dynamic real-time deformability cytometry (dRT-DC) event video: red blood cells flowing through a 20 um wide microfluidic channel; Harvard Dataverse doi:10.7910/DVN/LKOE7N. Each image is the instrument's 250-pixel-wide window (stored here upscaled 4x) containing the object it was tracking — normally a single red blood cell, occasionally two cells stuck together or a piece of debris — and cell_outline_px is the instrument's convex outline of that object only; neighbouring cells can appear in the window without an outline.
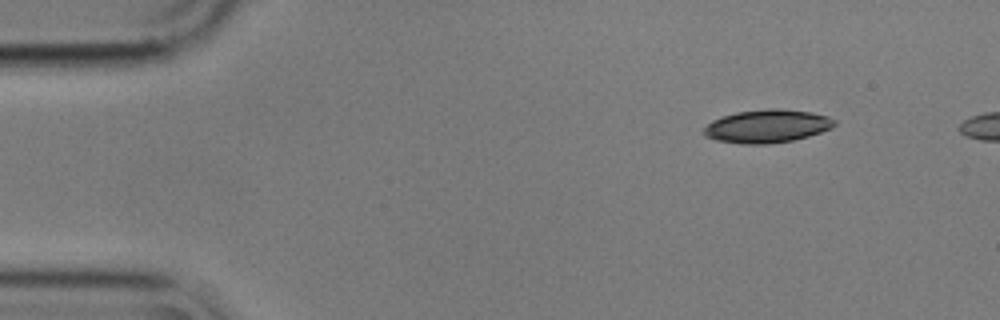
{"species": "common noctule bat (a hibernating species)", "species_latin": "Nyctalus noctula", "temperature_condition": "cold", "stored_images_in_passage": 8, "camera_frame_rate_fps": 3000, "um_per_image_px": 0.085, "animal": {"sex": "male", "body_mass_g": 17.9}, "frame": {"image": 1, "passage_image": 1, "time_ms": 0.0, "image_size_px": [1000, 320], "cell_outline_px": [[836, 124], [832, 128], [808, 136], [792, 140], [768, 144], [740, 144], [716, 140], [704, 136], [700, 132], [712, 120], [736, 112], [768, 108], [780, 108], [812, 112], [828, 116], [836, 120]], "centroid_in_image_um": [65.19, 10.72], "position_along_channel_um": 19.8, "area_um2": 25.43}}
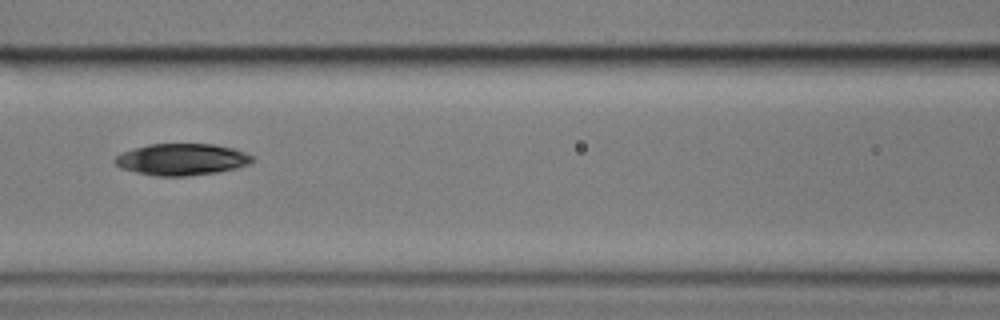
{"frame": {"image": 2, "passage_image": 6, "time_ms": 1.667, "image_size_px": [1000, 320], "cell_outline_px": [[256, 160], [248, 164], [236, 168], [216, 172], [188, 176], [156, 176], [136, 172], [120, 168], [112, 160], [116, 156], [124, 152], [148, 144], [216, 144], [232, 148], [244, 152], [252, 156]], "centroid_in_image_um": [15.45, 13.55], "position_along_channel_um": 151.1, "area_um2": 25.26}}
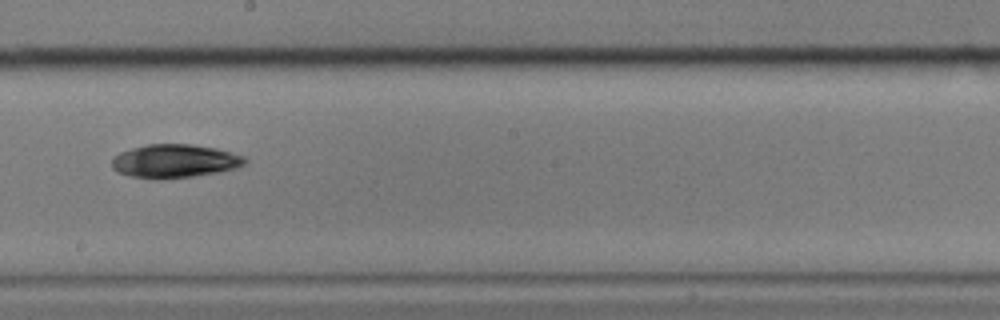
{"frame": {"image": 3, "passage_image": 8, "time_ms": 2.333, "image_size_px": [1000, 320], "cell_outline_px": [[248, 164], [236, 168], [220, 172], [192, 176], [156, 180], [132, 176], [116, 172], [112, 168], [112, 156], [120, 152], [132, 148], [148, 144], [192, 144], [216, 148], [244, 156], [248, 160]], "centroid_in_image_um": [14.85, 13.69], "position_along_channel_um": 233.3, "area_um2": 26.24}}